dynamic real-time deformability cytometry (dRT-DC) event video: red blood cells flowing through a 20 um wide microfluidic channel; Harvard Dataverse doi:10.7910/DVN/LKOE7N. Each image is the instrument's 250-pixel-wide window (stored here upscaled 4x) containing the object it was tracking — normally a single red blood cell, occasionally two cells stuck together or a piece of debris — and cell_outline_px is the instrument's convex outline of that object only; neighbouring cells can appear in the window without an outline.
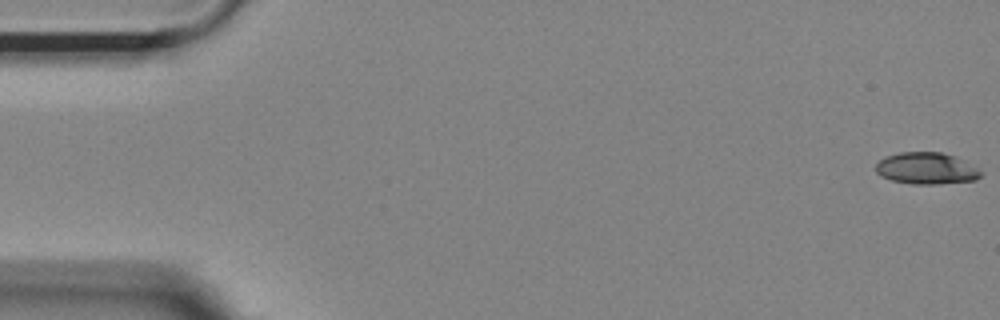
{"species": "Egyptian fruit bat (a non-hibernating species)", "species_latin": "Rousettus aegyptiacus", "temperature_condition": "room temperature", "stored_images_in_passage": 32, "camera_frame_rate_fps": 3000, "um_per_image_px": 0.085, "animal": {"sex": "female"}, "frame": {"image": 1, "passage_image": 1, "time_ms": 0.0, "image_size_px": [1000, 320], "cell_outline_px": [[984, 172], [976, 180], [940, 184], [912, 184], [892, 180], [880, 176], [876, 172], [876, 164], [884, 156], [900, 152], [940, 152], [952, 156]], "centroid_in_image_um": [78.7, 14.32], "position_along_channel_um": 6.3, "area_um2": 19.25}}
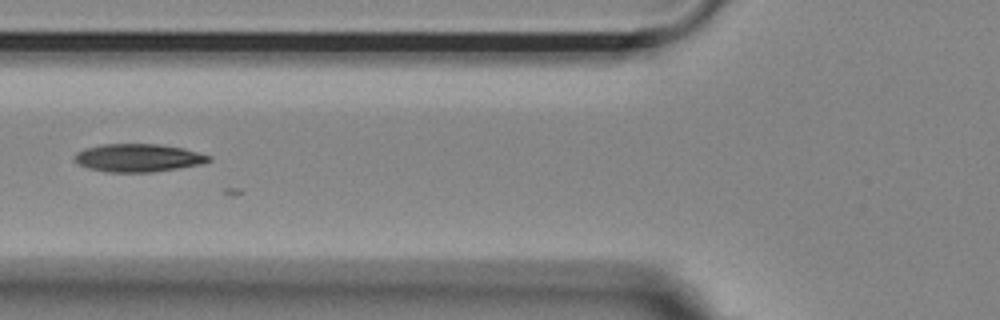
{"frame": {"image": 2, "passage_image": 21, "time_ms": 6.667, "image_size_px": [1000, 320], "cell_outline_px": [[212, 160], [200, 164], [152, 172], [108, 172], [88, 168], [76, 164], [72, 156], [76, 152], [84, 148], [100, 144], [160, 144], [184, 148], [212, 156]], "centroid_in_image_um": [11.69, 13.41], "position_along_channel_um": 114.1, "area_um2": 22.08}}
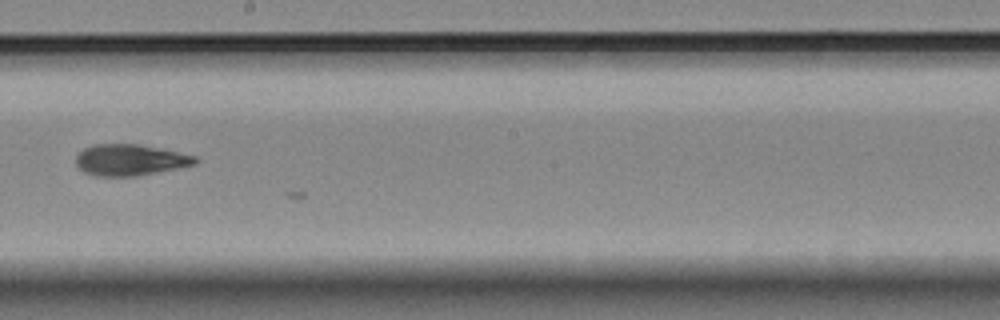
{"frame": {"image": 3, "passage_image": 31, "time_ms": 10.0, "image_size_px": [1000, 320], "cell_outline_px": [[200, 160], [196, 164], [136, 176], [96, 176], [84, 172], [76, 164], [76, 156], [84, 148], [92, 144], [136, 144], [196, 156]], "centroid_in_image_um": [11.03, 13.6], "position_along_channel_um": 237.2, "area_um2": 21.44}}